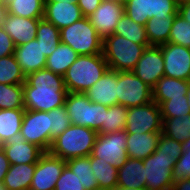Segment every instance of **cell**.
<instances>
[{"label": "cell", "instance_id": "cell-42", "mask_svg": "<svg viewBox=\"0 0 190 190\" xmlns=\"http://www.w3.org/2000/svg\"><path fill=\"white\" fill-rule=\"evenodd\" d=\"M54 190H85L78 177L66 165L56 182Z\"/></svg>", "mask_w": 190, "mask_h": 190}, {"label": "cell", "instance_id": "cell-7", "mask_svg": "<svg viewBox=\"0 0 190 190\" xmlns=\"http://www.w3.org/2000/svg\"><path fill=\"white\" fill-rule=\"evenodd\" d=\"M177 158L175 155L158 154L154 151L143 160L146 177V190H172L174 180L172 170Z\"/></svg>", "mask_w": 190, "mask_h": 190}, {"label": "cell", "instance_id": "cell-1", "mask_svg": "<svg viewBox=\"0 0 190 190\" xmlns=\"http://www.w3.org/2000/svg\"><path fill=\"white\" fill-rule=\"evenodd\" d=\"M67 90L63 76L41 69L26 76L23 83L24 108L49 112L64 106Z\"/></svg>", "mask_w": 190, "mask_h": 190}, {"label": "cell", "instance_id": "cell-19", "mask_svg": "<svg viewBox=\"0 0 190 190\" xmlns=\"http://www.w3.org/2000/svg\"><path fill=\"white\" fill-rule=\"evenodd\" d=\"M42 18H24L7 13L2 28L12 38L15 46L36 39L39 20Z\"/></svg>", "mask_w": 190, "mask_h": 190}, {"label": "cell", "instance_id": "cell-49", "mask_svg": "<svg viewBox=\"0 0 190 190\" xmlns=\"http://www.w3.org/2000/svg\"><path fill=\"white\" fill-rule=\"evenodd\" d=\"M6 14H7L6 7H0V27H2L4 23Z\"/></svg>", "mask_w": 190, "mask_h": 190}, {"label": "cell", "instance_id": "cell-21", "mask_svg": "<svg viewBox=\"0 0 190 190\" xmlns=\"http://www.w3.org/2000/svg\"><path fill=\"white\" fill-rule=\"evenodd\" d=\"M84 16L77 3L54 2L44 3L43 18L52 23L59 30L74 22L82 19Z\"/></svg>", "mask_w": 190, "mask_h": 190}, {"label": "cell", "instance_id": "cell-3", "mask_svg": "<svg viewBox=\"0 0 190 190\" xmlns=\"http://www.w3.org/2000/svg\"><path fill=\"white\" fill-rule=\"evenodd\" d=\"M98 132L78 125H70L53 139L48 152L62 160L91 155Z\"/></svg>", "mask_w": 190, "mask_h": 190}, {"label": "cell", "instance_id": "cell-15", "mask_svg": "<svg viewBox=\"0 0 190 190\" xmlns=\"http://www.w3.org/2000/svg\"><path fill=\"white\" fill-rule=\"evenodd\" d=\"M132 72L153 88L164 76V61L160 46L146 47Z\"/></svg>", "mask_w": 190, "mask_h": 190}, {"label": "cell", "instance_id": "cell-50", "mask_svg": "<svg viewBox=\"0 0 190 190\" xmlns=\"http://www.w3.org/2000/svg\"><path fill=\"white\" fill-rule=\"evenodd\" d=\"M54 2H71V3H77L78 0H44V3H54Z\"/></svg>", "mask_w": 190, "mask_h": 190}, {"label": "cell", "instance_id": "cell-23", "mask_svg": "<svg viewBox=\"0 0 190 190\" xmlns=\"http://www.w3.org/2000/svg\"><path fill=\"white\" fill-rule=\"evenodd\" d=\"M190 81L163 76L152 88V99L158 105L170 98H184Z\"/></svg>", "mask_w": 190, "mask_h": 190}, {"label": "cell", "instance_id": "cell-32", "mask_svg": "<svg viewBox=\"0 0 190 190\" xmlns=\"http://www.w3.org/2000/svg\"><path fill=\"white\" fill-rule=\"evenodd\" d=\"M113 34L120 35L137 44H149L146 27L134 22L125 13L116 24Z\"/></svg>", "mask_w": 190, "mask_h": 190}, {"label": "cell", "instance_id": "cell-47", "mask_svg": "<svg viewBox=\"0 0 190 190\" xmlns=\"http://www.w3.org/2000/svg\"><path fill=\"white\" fill-rule=\"evenodd\" d=\"M178 14L188 23H190V0H184L178 6Z\"/></svg>", "mask_w": 190, "mask_h": 190}, {"label": "cell", "instance_id": "cell-25", "mask_svg": "<svg viewBox=\"0 0 190 190\" xmlns=\"http://www.w3.org/2000/svg\"><path fill=\"white\" fill-rule=\"evenodd\" d=\"M35 169L36 163L10 164L2 184L6 190H24L29 188Z\"/></svg>", "mask_w": 190, "mask_h": 190}, {"label": "cell", "instance_id": "cell-52", "mask_svg": "<svg viewBox=\"0 0 190 190\" xmlns=\"http://www.w3.org/2000/svg\"><path fill=\"white\" fill-rule=\"evenodd\" d=\"M186 97H187V100H188V105H189V107H190V84H189V88H188Z\"/></svg>", "mask_w": 190, "mask_h": 190}, {"label": "cell", "instance_id": "cell-9", "mask_svg": "<svg viewBox=\"0 0 190 190\" xmlns=\"http://www.w3.org/2000/svg\"><path fill=\"white\" fill-rule=\"evenodd\" d=\"M117 102L127 108L142 106L151 101L152 88L132 71L118 72Z\"/></svg>", "mask_w": 190, "mask_h": 190}, {"label": "cell", "instance_id": "cell-10", "mask_svg": "<svg viewBox=\"0 0 190 190\" xmlns=\"http://www.w3.org/2000/svg\"><path fill=\"white\" fill-rule=\"evenodd\" d=\"M126 132L98 134L91 156L103 159L111 166L121 167L129 158L127 155Z\"/></svg>", "mask_w": 190, "mask_h": 190}, {"label": "cell", "instance_id": "cell-40", "mask_svg": "<svg viewBox=\"0 0 190 190\" xmlns=\"http://www.w3.org/2000/svg\"><path fill=\"white\" fill-rule=\"evenodd\" d=\"M159 107L162 118H173L190 114V107L186 96L184 98H170L162 102Z\"/></svg>", "mask_w": 190, "mask_h": 190}, {"label": "cell", "instance_id": "cell-55", "mask_svg": "<svg viewBox=\"0 0 190 190\" xmlns=\"http://www.w3.org/2000/svg\"><path fill=\"white\" fill-rule=\"evenodd\" d=\"M0 190H6L2 183H0Z\"/></svg>", "mask_w": 190, "mask_h": 190}, {"label": "cell", "instance_id": "cell-39", "mask_svg": "<svg viewBox=\"0 0 190 190\" xmlns=\"http://www.w3.org/2000/svg\"><path fill=\"white\" fill-rule=\"evenodd\" d=\"M168 42L190 48V23L178 13L174 16Z\"/></svg>", "mask_w": 190, "mask_h": 190}, {"label": "cell", "instance_id": "cell-34", "mask_svg": "<svg viewBox=\"0 0 190 190\" xmlns=\"http://www.w3.org/2000/svg\"><path fill=\"white\" fill-rule=\"evenodd\" d=\"M128 108L121 105L109 106L105 111V121L102 122L98 134H108L125 130Z\"/></svg>", "mask_w": 190, "mask_h": 190}, {"label": "cell", "instance_id": "cell-43", "mask_svg": "<svg viewBox=\"0 0 190 190\" xmlns=\"http://www.w3.org/2000/svg\"><path fill=\"white\" fill-rule=\"evenodd\" d=\"M155 151L158 154L175 155L177 159L183 153L181 148V142L171 139L163 133L160 134L157 149Z\"/></svg>", "mask_w": 190, "mask_h": 190}, {"label": "cell", "instance_id": "cell-44", "mask_svg": "<svg viewBox=\"0 0 190 190\" xmlns=\"http://www.w3.org/2000/svg\"><path fill=\"white\" fill-rule=\"evenodd\" d=\"M15 45L9 34L0 27V58L13 55Z\"/></svg>", "mask_w": 190, "mask_h": 190}, {"label": "cell", "instance_id": "cell-5", "mask_svg": "<svg viewBox=\"0 0 190 190\" xmlns=\"http://www.w3.org/2000/svg\"><path fill=\"white\" fill-rule=\"evenodd\" d=\"M65 107L72 125L84 126L99 131L105 121L108 107L89 100L85 93L67 92Z\"/></svg>", "mask_w": 190, "mask_h": 190}, {"label": "cell", "instance_id": "cell-12", "mask_svg": "<svg viewBox=\"0 0 190 190\" xmlns=\"http://www.w3.org/2000/svg\"><path fill=\"white\" fill-rule=\"evenodd\" d=\"M50 117L48 112L25 109L20 133L27 142L44 152L50 149Z\"/></svg>", "mask_w": 190, "mask_h": 190}, {"label": "cell", "instance_id": "cell-16", "mask_svg": "<svg viewBox=\"0 0 190 190\" xmlns=\"http://www.w3.org/2000/svg\"><path fill=\"white\" fill-rule=\"evenodd\" d=\"M123 13V0H103L95 12L88 18L96 32L104 40L115 32L116 24Z\"/></svg>", "mask_w": 190, "mask_h": 190}, {"label": "cell", "instance_id": "cell-51", "mask_svg": "<svg viewBox=\"0 0 190 190\" xmlns=\"http://www.w3.org/2000/svg\"><path fill=\"white\" fill-rule=\"evenodd\" d=\"M114 190H146L145 188H128L117 186Z\"/></svg>", "mask_w": 190, "mask_h": 190}, {"label": "cell", "instance_id": "cell-45", "mask_svg": "<svg viewBox=\"0 0 190 190\" xmlns=\"http://www.w3.org/2000/svg\"><path fill=\"white\" fill-rule=\"evenodd\" d=\"M103 0H78L77 5L84 17H90L99 7Z\"/></svg>", "mask_w": 190, "mask_h": 190}, {"label": "cell", "instance_id": "cell-54", "mask_svg": "<svg viewBox=\"0 0 190 190\" xmlns=\"http://www.w3.org/2000/svg\"><path fill=\"white\" fill-rule=\"evenodd\" d=\"M0 7H6L3 0H0Z\"/></svg>", "mask_w": 190, "mask_h": 190}, {"label": "cell", "instance_id": "cell-41", "mask_svg": "<svg viewBox=\"0 0 190 190\" xmlns=\"http://www.w3.org/2000/svg\"><path fill=\"white\" fill-rule=\"evenodd\" d=\"M182 155L175 162L172 170L173 180L190 178V138L181 143Z\"/></svg>", "mask_w": 190, "mask_h": 190}, {"label": "cell", "instance_id": "cell-58", "mask_svg": "<svg viewBox=\"0 0 190 190\" xmlns=\"http://www.w3.org/2000/svg\"><path fill=\"white\" fill-rule=\"evenodd\" d=\"M94 190H108V189L97 188V189H94Z\"/></svg>", "mask_w": 190, "mask_h": 190}, {"label": "cell", "instance_id": "cell-33", "mask_svg": "<svg viewBox=\"0 0 190 190\" xmlns=\"http://www.w3.org/2000/svg\"><path fill=\"white\" fill-rule=\"evenodd\" d=\"M162 120V133L167 137L181 143L190 138V114Z\"/></svg>", "mask_w": 190, "mask_h": 190}, {"label": "cell", "instance_id": "cell-30", "mask_svg": "<svg viewBox=\"0 0 190 190\" xmlns=\"http://www.w3.org/2000/svg\"><path fill=\"white\" fill-rule=\"evenodd\" d=\"M173 21L174 18L152 17L148 19L145 27L149 45L160 46L168 43Z\"/></svg>", "mask_w": 190, "mask_h": 190}, {"label": "cell", "instance_id": "cell-2", "mask_svg": "<svg viewBox=\"0 0 190 190\" xmlns=\"http://www.w3.org/2000/svg\"><path fill=\"white\" fill-rule=\"evenodd\" d=\"M109 69L103 53L79 55L63 76L67 92L85 93Z\"/></svg>", "mask_w": 190, "mask_h": 190}, {"label": "cell", "instance_id": "cell-18", "mask_svg": "<svg viewBox=\"0 0 190 190\" xmlns=\"http://www.w3.org/2000/svg\"><path fill=\"white\" fill-rule=\"evenodd\" d=\"M118 71L108 69L104 75L95 82L85 94L91 102L107 107L117 105Z\"/></svg>", "mask_w": 190, "mask_h": 190}, {"label": "cell", "instance_id": "cell-46", "mask_svg": "<svg viewBox=\"0 0 190 190\" xmlns=\"http://www.w3.org/2000/svg\"><path fill=\"white\" fill-rule=\"evenodd\" d=\"M10 167V162L5 155L4 150L0 146V183H3L4 177L8 172Z\"/></svg>", "mask_w": 190, "mask_h": 190}, {"label": "cell", "instance_id": "cell-28", "mask_svg": "<svg viewBox=\"0 0 190 190\" xmlns=\"http://www.w3.org/2000/svg\"><path fill=\"white\" fill-rule=\"evenodd\" d=\"M91 168L99 188L114 190L117 187V167L111 166L103 159L91 156Z\"/></svg>", "mask_w": 190, "mask_h": 190}, {"label": "cell", "instance_id": "cell-38", "mask_svg": "<svg viewBox=\"0 0 190 190\" xmlns=\"http://www.w3.org/2000/svg\"><path fill=\"white\" fill-rule=\"evenodd\" d=\"M50 117V146L57 136L61 135L70 125L71 120L64 106L56 107L48 112Z\"/></svg>", "mask_w": 190, "mask_h": 190}, {"label": "cell", "instance_id": "cell-57", "mask_svg": "<svg viewBox=\"0 0 190 190\" xmlns=\"http://www.w3.org/2000/svg\"><path fill=\"white\" fill-rule=\"evenodd\" d=\"M24 190H35V189L29 187V188H26V189H24Z\"/></svg>", "mask_w": 190, "mask_h": 190}, {"label": "cell", "instance_id": "cell-4", "mask_svg": "<svg viewBox=\"0 0 190 190\" xmlns=\"http://www.w3.org/2000/svg\"><path fill=\"white\" fill-rule=\"evenodd\" d=\"M149 44H137L117 34L103 40V56L109 69L114 71H132L142 53Z\"/></svg>", "mask_w": 190, "mask_h": 190}, {"label": "cell", "instance_id": "cell-35", "mask_svg": "<svg viewBox=\"0 0 190 190\" xmlns=\"http://www.w3.org/2000/svg\"><path fill=\"white\" fill-rule=\"evenodd\" d=\"M7 13L24 18H43L44 0H12L6 5Z\"/></svg>", "mask_w": 190, "mask_h": 190}, {"label": "cell", "instance_id": "cell-53", "mask_svg": "<svg viewBox=\"0 0 190 190\" xmlns=\"http://www.w3.org/2000/svg\"><path fill=\"white\" fill-rule=\"evenodd\" d=\"M171 1L175 2L179 6L184 0H171Z\"/></svg>", "mask_w": 190, "mask_h": 190}, {"label": "cell", "instance_id": "cell-11", "mask_svg": "<svg viewBox=\"0 0 190 190\" xmlns=\"http://www.w3.org/2000/svg\"><path fill=\"white\" fill-rule=\"evenodd\" d=\"M160 107L155 101L142 106L128 108L126 133L162 132Z\"/></svg>", "mask_w": 190, "mask_h": 190}, {"label": "cell", "instance_id": "cell-27", "mask_svg": "<svg viewBox=\"0 0 190 190\" xmlns=\"http://www.w3.org/2000/svg\"><path fill=\"white\" fill-rule=\"evenodd\" d=\"M25 108L0 109V145L20 133Z\"/></svg>", "mask_w": 190, "mask_h": 190}, {"label": "cell", "instance_id": "cell-14", "mask_svg": "<svg viewBox=\"0 0 190 190\" xmlns=\"http://www.w3.org/2000/svg\"><path fill=\"white\" fill-rule=\"evenodd\" d=\"M65 166V160L44 152L36 163L30 187L35 190H54Z\"/></svg>", "mask_w": 190, "mask_h": 190}, {"label": "cell", "instance_id": "cell-24", "mask_svg": "<svg viewBox=\"0 0 190 190\" xmlns=\"http://www.w3.org/2000/svg\"><path fill=\"white\" fill-rule=\"evenodd\" d=\"M146 177L143 160L128 158L118 167L117 186L128 188H145Z\"/></svg>", "mask_w": 190, "mask_h": 190}, {"label": "cell", "instance_id": "cell-13", "mask_svg": "<svg viewBox=\"0 0 190 190\" xmlns=\"http://www.w3.org/2000/svg\"><path fill=\"white\" fill-rule=\"evenodd\" d=\"M160 47L164 76L190 81V48L169 42L161 44Z\"/></svg>", "mask_w": 190, "mask_h": 190}, {"label": "cell", "instance_id": "cell-29", "mask_svg": "<svg viewBox=\"0 0 190 190\" xmlns=\"http://www.w3.org/2000/svg\"><path fill=\"white\" fill-rule=\"evenodd\" d=\"M66 165L75 173L85 190L99 188L97 179L91 171V155L68 159Z\"/></svg>", "mask_w": 190, "mask_h": 190}, {"label": "cell", "instance_id": "cell-20", "mask_svg": "<svg viewBox=\"0 0 190 190\" xmlns=\"http://www.w3.org/2000/svg\"><path fill=\"white\" fill-rule=\"evenodd\" d=\"M13 56L25 76L46 68L47 57L43 54L40 42L37 39L15 46Z\"/></svg>", "mask_w": 190, "mask_h": 190}, {"label": "cell", "instance_id": "cell-37", "mask_svg": "<svg viewBox=\"0 0 190 190\" xmlns=\"http://www.w3.org/2000/svg\"><path fill=\"white\" fill-rule=\"evenodd\" d=\"M24 108L23 84L0 83V109Z\"/></svg>", "mask_w": 190, "mask_h": 190}, {"label": "cell", "instance_id": "cell-6", "mask_svg": "<svg viewBox=\"0 0 190 190\" xmlns=\"http://www.w3.org/2000/svg\"><path fill=\"white\" fill-rule=\"evenodd\" d=\"M60 41L69 45L79 55H94L103 52V39L87 17L60 29Z\"/></svg>", "mask_w": 190, "mask_h": 190}, {"label": "cell", "instance_id": "cell-8", "mask_svg": "<svg viewBox=\"0 0 190 190\" xmlns=\"http://www.w3.org/2000/svg\"><path fill=\"white\" fill-rule=\"evenodd\" d=\"M124 13L134 22L146 25L148 19L174 18L178 5L171 0H123Z\"/></svg>", "mask_w": 190, "mask_h": 190}, {"label": "cell", "instance_id": "cell-31", "mask_svg": "<svg viewBox=\"0 0 190 190\" xmlns=\"http://www.w3.org/2000/svg\"><path fill=\"white\" fill-rule=\"evenodd\" d=\"M36 39L40 42L43 54L48 57L57 48L60 41V30L44 18L39 20Z\"/></svg>", "mask_w": 190, "mask_h": 190}, {"label": "cell", "instance_id": "cell-36", "mask_svg": "<svg viewBox=\"0 0 190 190\" xmlns=\"http://www.w3.org/2000/svg\"><path fill=\"white\" fill-rule=\"evenodd\" d=\"M26 76L13 55L0 58V83L23 84Z\"/></svg>", "mask_w": 190, "mask_h": 190}, {"label": "cell", "instance_id": "cell-48", "mask_svg": "<svg viewBox=\"0 0 190 190\" xmlns=\"http://www.w3.org/2000/svg\"><path fill=\"white\" fill-rule=\"evenodd\" d=\"M172 190H190V178L174 181Z\"/></svg>", "mask_w": 190, "mask_h": 190}, {"label": "cell", "instance_id": "cell-17", "mask_svg": "<svg viewBox=\"0 0 190 190\" xmlns=\"http://www.w3.org/2000/svg\"><path fill=\"white\" fill-rule=\"evenodd\" d=\"M10 164L37 163L44 151L35 144L23 139L21 133L16 134L8 142L0 145Z\"/></svg>", "mask_w": 190, "mask_h": 190}, {"label": "cell", "instance_id": "cell-26", "mask_svg": "<svg viewBox=\"0 0 190 190\" xmlns=\"http://www.w3.org/2000/svg\"><path fill=\"white\" fill-rule=\"evenodd\" d=\"M79 54L69 45L60 42L57 48L46 59V69L64 76L67 69L76 61Z\"/></svg>", "mask_w": 190, "mask_h": 190}, {"label": "cell", "instance_id": "cell-22", "mask_svg": "<svg viewBox=\"0 0 190 190\" xmlns=\"http://www.w3.org/2000/svg\"><path fill=\"white\" fill-rule=\"evenodd\" d=\"M162 132L126 133L127 155L131 159L144 160L156 149Z\"/></svg>", "mask_w": 190, "mask_h": 190}, {"label": "cell", "instance_id": "cell-56", "mask_svg": "<svg viewBox=\"0 0 190 190\" xmlns=\"http://www.w3.org/2000/svg\"><path fill=\"white\" fill-rule=\"evenodd\" d=\"M3 1H4V4L7 5L12 0H3Z\"/></svg>", "mask_w": 190, "mask_h": 190}]
</instances>
